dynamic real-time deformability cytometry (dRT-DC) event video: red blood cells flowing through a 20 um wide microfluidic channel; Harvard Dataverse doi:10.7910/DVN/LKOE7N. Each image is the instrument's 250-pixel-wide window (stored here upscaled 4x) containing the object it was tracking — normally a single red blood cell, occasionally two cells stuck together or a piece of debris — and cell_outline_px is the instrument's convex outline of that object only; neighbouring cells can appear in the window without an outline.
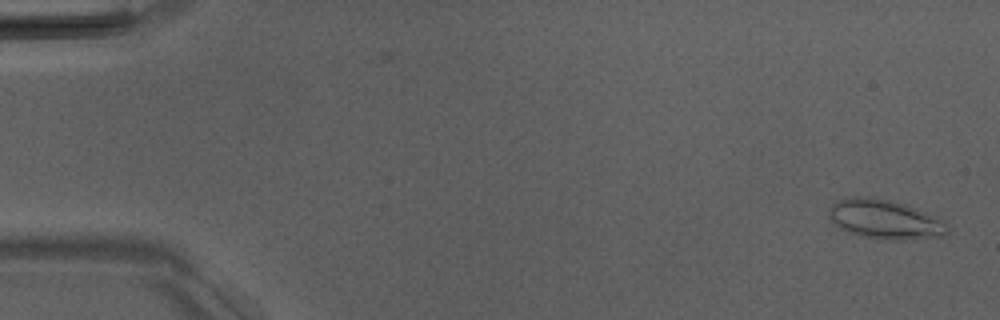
{"species": "Egyptian fruit bat (a non-hibernating species)", "species_latin": "Rousettus aegyptiacus", "temperature_condition": "room temperature", "stored_images_in_passage": 2, "camera_frame_rate_fps": 3000, "um_per_image_px": 0.085, "animal": {"sex": "male"}, "frame": {"image": 1, "passage_image": 2, "time_ms": 1.0, "image_size_px": [1000, 320], "cell_outline_px": [[948, 232], [940, 236], [904, 240], [880, 240], [860, 236], [848, 232], [832, 224], [828, 216], [828, 208], [836, 200], [844, 196], [868, 196], [892, 200], [944, 220], [948, 224]], "centroid_in_image_um": [75.12, 18.64], "position_along_channel_um": 9.9, "area_um2": 27.57}}